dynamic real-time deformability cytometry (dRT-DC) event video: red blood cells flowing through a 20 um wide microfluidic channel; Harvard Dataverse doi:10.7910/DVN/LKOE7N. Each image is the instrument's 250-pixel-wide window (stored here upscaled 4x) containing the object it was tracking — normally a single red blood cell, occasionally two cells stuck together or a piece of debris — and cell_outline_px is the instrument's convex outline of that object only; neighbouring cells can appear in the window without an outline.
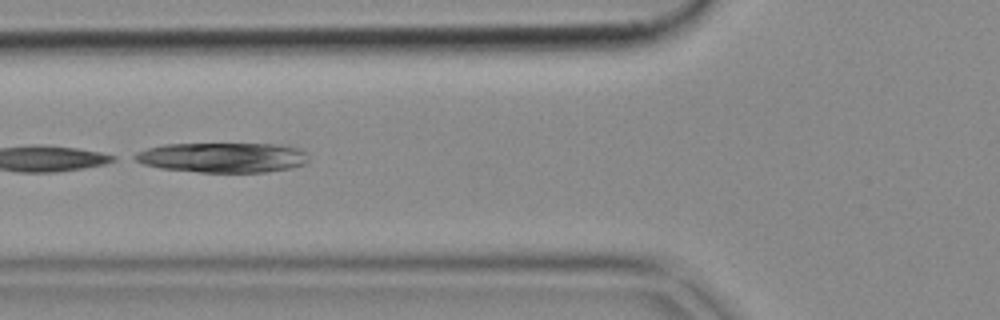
{"species": "common noctule bat (a hibernating species)", "species_latin": "Nyctalus noctula", "temperature_condition": "cold", "stored_images_in_passage": 10, "camera_frame_rate_fps": 3000, "um_per_image_px": 0.085, "animal": {"sex": "female", "body_mass_g": 18.4}, "frame": {"image": 1, "passage_image": 5, "time_ms": 1.333, "image_size_px": [1000, 320], "cell_outline_px": [[308, 160], [304, 164], [292, 168], [264, 172], [200, 172], [160, 168], [144, 164], [128, 156], [136, 152], [148, 148], [164, 144], [280, 144], [300, 148], [308, 156]], "centroid_in_image_um": [18.91, 13.38], "position_along_channel_um": 106.9, "area_um2": 30.46}}